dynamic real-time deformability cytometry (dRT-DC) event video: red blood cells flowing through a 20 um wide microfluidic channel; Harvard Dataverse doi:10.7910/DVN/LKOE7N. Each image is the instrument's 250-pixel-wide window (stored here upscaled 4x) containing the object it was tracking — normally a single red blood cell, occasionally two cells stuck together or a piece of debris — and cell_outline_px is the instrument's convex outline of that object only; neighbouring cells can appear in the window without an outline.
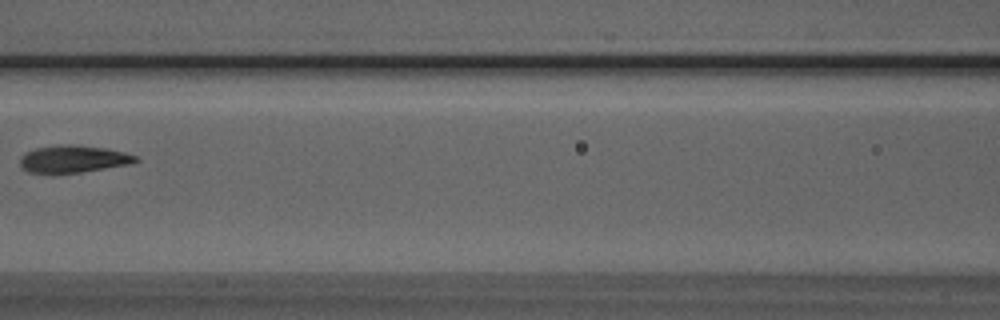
{"species": "Egyptian fruit bat (a non-hibernating species)", "species_latin": "Rousettus aegyptiacus", "temperature_condition": "room temperature", "stored_images_in_passage": 7, "camera_frame_rate_fps": 3000, "um_per_image_px": 0.085, "animal": {"sex": "male"}, "frame": {"image": 1, "passage_image": 6, "time_ms": 1.667, "image_size_px": [1000, 320], "cell_outline_px": [[140, 160], [128, 164], [80, 172], [28, 172], [20, 164], [20, 156], [24, 152], [36, 148], [64, 144], [72, 144], [104, 148], [124, 152], [136, 156]], "centroid_in_image_um": [6.21, 13.49], "position_along_channel_um": 160.4, "area_um2": 17.98}}